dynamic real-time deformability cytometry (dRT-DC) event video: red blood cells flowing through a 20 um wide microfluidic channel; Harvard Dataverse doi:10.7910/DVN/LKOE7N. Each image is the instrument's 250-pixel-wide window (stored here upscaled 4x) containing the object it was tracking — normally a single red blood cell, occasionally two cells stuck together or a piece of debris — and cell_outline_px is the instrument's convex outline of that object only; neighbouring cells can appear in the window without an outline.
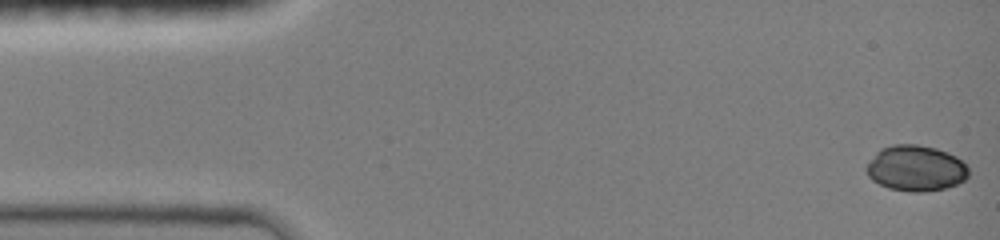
{"species": "common noctule bat (a hibernating species)", "species_latin": "Nyctalus noctula", "temperature_condition": "room temperature", "stored_images_in_passage": 48, "camera_frame_rate_fps": 3000, "um_per_image_px": 0.085, "animal": {"sex": "female", "body_mass_g": 19.0, "forearm_length_mm": 51.5}, "frame": {"image": 1, "passage_image": 1, "time_ms": 0.0, "image_size_px": [1000, 240], "cell_outline_px": [[968, 176], [964, 180], [956, 184], [944, 188], [924, 192], [912, 192], [888, 188], [872, 180], [868, 176], [864, 168], [876, 152], [880, 148], [892, 144], [916, 144], [936, 148], [948, 152], [956, 156], [968, 168]], "centroid_in_image_um": [77.81, 14.29], "position_along_channel_um": 7.2, "area_um2": 27.34}}
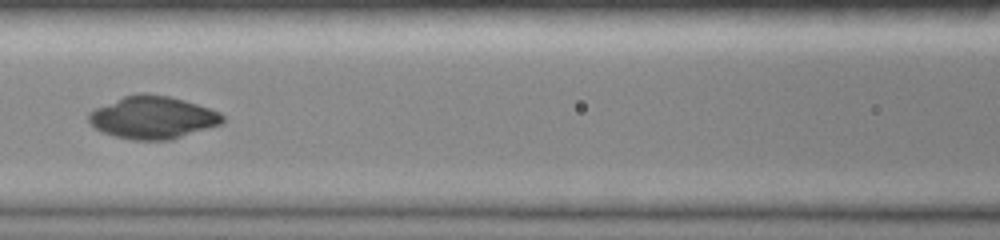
{"frame": {"image": 2, "passage_image": 21, "time_ms": 6.667, "image_size_px": [1000, 240], "cell_outline_px": [[224, 124], [172, 140], [132, 140], [116, 136], [104, 132], [96, 128], [88, 120], [88, 112], [96, 108], [124, 96], [140, 92], [148, 92], [168, 96], [184, 100], [220, 112], [224, 116]], "centroid_in_image_um": [13.03, 9.99], "position_along_channel_um": 153.6, "area_um2": 33.35}}
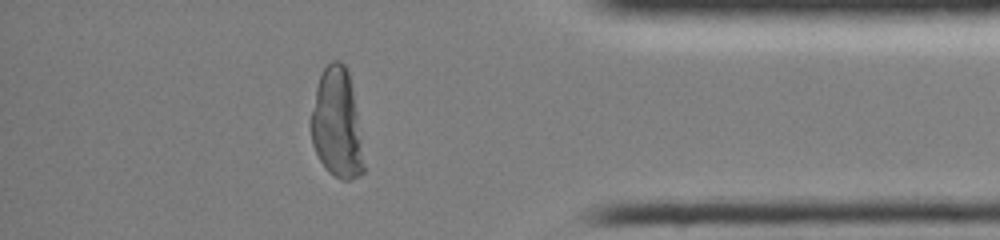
{"frame": {"image": 3, "passage_image": 41, "time_ms": 13.333, "image_size_px": [1000, 240], "cell_outline_px": [[364, 172], [360, 176], [348, 180], [340, 180], [328, 172], [320, 160], [312, 144], [312, 112], [316, 88], [320, 76], [324, 68], [332, 60], [340, 60], [348, 68], [352, 88], [356, 112], [364, 164]], "centroid_in_image_um": [28.64, 10.52], "position_along_channel_um": 406.6, "area_um2": 33.18}}